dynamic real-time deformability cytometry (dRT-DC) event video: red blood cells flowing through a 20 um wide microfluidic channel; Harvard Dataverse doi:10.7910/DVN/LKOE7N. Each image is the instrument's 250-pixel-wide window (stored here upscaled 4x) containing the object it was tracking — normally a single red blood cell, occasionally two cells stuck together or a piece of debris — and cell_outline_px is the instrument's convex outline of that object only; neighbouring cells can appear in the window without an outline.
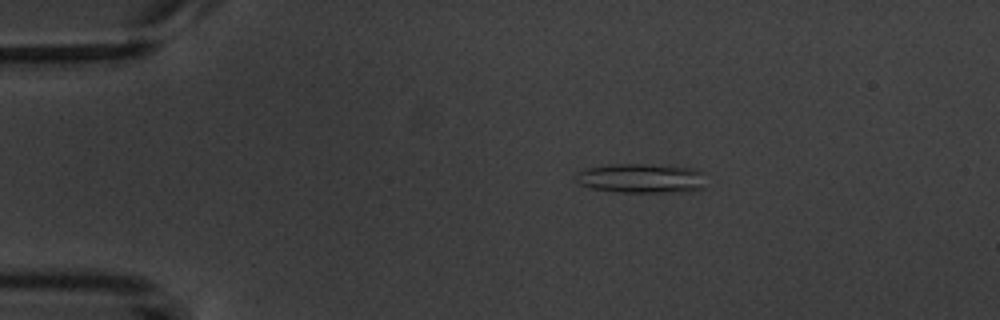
{"species": "common noctule bat (a hibernating species)", "species_latin": "Nyctalus noctula", "temperature_condition": "warm", "stored_images_in_passage": 5, "camera_frame_rate_fps": 3000, "um_per_image_px": 0.085, "animal": {"sex": "male", "body_mass_g": 20.1, "forearm_length_mm": 53.5}, "frame": {"image": 1, "passage_image": 3, "time_ms": 2.333, "image_size_px": [1000, 320], "cell_outline_px": [[704, 188], [688, 192], [620, 192], [592, 188], [580, 184], [576, 180], [576, 172], [588, 168], [608, 164], [640, 164], [692, 168], [704, 172]], "centroid_in_image_um": [54.54, 15.16], "position_along_channel_um": 30.5, "area_um2": 22.37}}
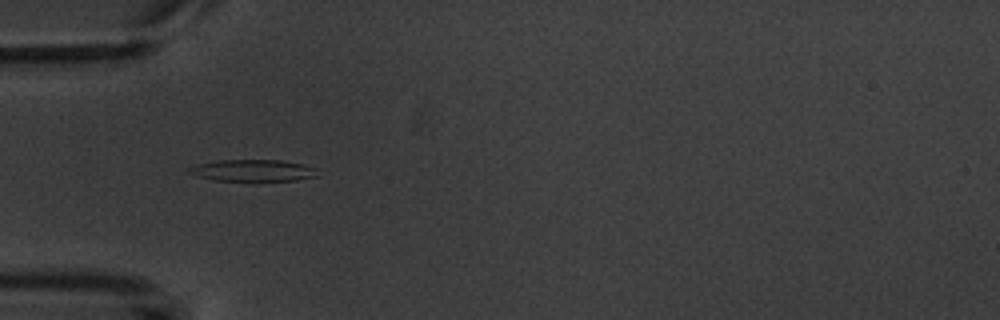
{"frame": {"image": 2, "passage_image": 4, "time_ms": 4.667, "image_size_px": [1000, 320], "cell_outline_px": [[320, 176], [296, 180], [212, 180], [188, 172], [188, 168], [196, 164], [216, 160], [280, 160], [304, 164], [316, 168]], "centroid_in_image_um": [21.54, 14.47], "position_along_channel_um": 63.5, "area_um2": 16.18}}